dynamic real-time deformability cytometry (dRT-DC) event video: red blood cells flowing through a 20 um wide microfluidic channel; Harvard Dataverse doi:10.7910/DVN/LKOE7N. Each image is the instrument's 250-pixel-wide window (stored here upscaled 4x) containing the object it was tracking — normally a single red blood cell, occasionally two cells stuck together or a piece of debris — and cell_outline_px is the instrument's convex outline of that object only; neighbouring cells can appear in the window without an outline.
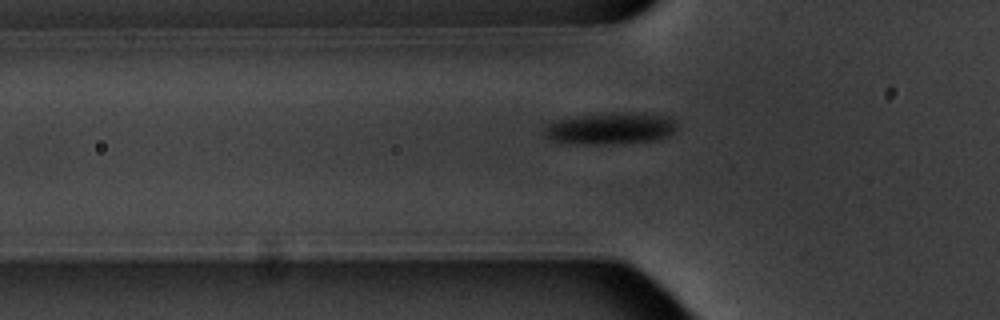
{"species": "common noctule bat (a hibernating species)", "species_latin": "Nyctalus noctula", "temperature_condition": "warm", "stored_images_in_passage": 7, "camera_frame_rate_fps": 3000, "um_per_image_px": 0.085, "animal": {"sex": "male", "body_mass_g": 20.1, "forearm_length_mm": 53.5}, "frame": {"image": 1, "passage_image": 7, "time_ms": 8.0, "image_size_px": [1000, 320], "cell_outline_px": [[680, 124], [668, 136], [656, 140], [604, 144], [576, 144], [552, 140], [544, 132], [548, 124], [556, 120], [576, 116], [612, 112], [616, 112], [668, 116]], "centroid_in_image_um": [51.92, 10.91], "position_along_channel_um": 73.9, "area_um2": 24.28}}